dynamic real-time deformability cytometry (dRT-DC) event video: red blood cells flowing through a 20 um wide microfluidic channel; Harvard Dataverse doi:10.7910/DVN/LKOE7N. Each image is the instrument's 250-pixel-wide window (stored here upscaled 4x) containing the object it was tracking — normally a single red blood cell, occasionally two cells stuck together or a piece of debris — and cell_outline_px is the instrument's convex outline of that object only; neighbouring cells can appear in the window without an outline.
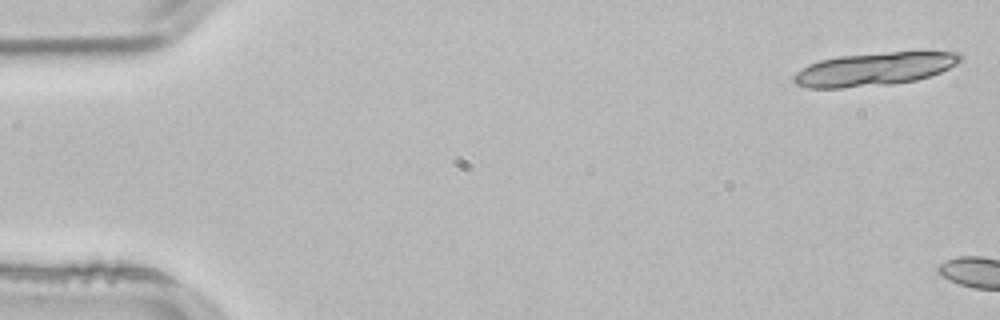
{"species": "common noctule bat (a hibernating species)", "species_latin": "Nyctalus noctula", "temperature_condition": "room temperature", "stored_images_in_passage": 4, "camera_frame_rate_fps": 3000, "um_per_image_px": 0.085, "animal": {"sex": "male", "body_mass_g": 21.5, "forearm_length_mm": 52.0}, "frame": {"image": 1, "passage_image": 1, "time_ms": 0.0, "image_size_px": [1000, 320], "cell_outline_px": [[964, 60], [940, 72], [916, 80], [892, 84], [840, 88], [808, 88], [796, 84], [792, 80], [792, 76], [796, 72], [808, 64], [820, 60], [840, 56], [888, 52], [960, 52]], "centroid_in_image_um": [74.29, 5.88], "position_along_channel_um": 10.7, "area_um2": 32.14}}